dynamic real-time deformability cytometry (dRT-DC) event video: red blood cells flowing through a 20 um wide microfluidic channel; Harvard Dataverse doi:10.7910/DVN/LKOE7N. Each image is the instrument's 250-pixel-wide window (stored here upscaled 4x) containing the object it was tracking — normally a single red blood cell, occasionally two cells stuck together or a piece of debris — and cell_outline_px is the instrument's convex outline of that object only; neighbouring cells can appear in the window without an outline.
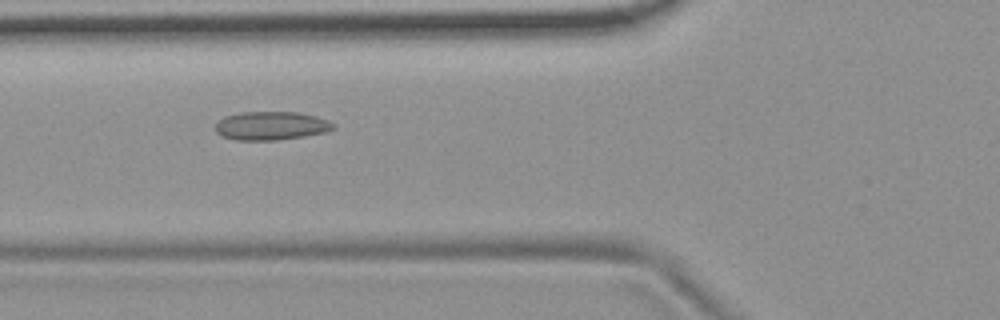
{"species": "common noctule bat (a hibernating species)", "species_latin": "Nyctalus noctula", "temperature_condition": "room temperature", "stored_images_in_passage": 9, "camera_frame_rate_fps": 3000, "um_per_image_px": 0.085, "animal": {"sex": "female", "body_mass_g": 19.9}, "frame": {"image": 1, "passage_image": 6, "time_ms": 1.667, "image_size_px": [1000, 320], "cell_outline_px": [[336, 128], [324, 132], [304, 136], [276, 140], [236, 140], [220, 136], [216, 132], [216, 124], [224, 116], [240, 112], [296, 112], [316, 116], [328, 120], [336, 124]], "centroid_in_image_um": [23.04, 10.69], "position_along_channel_um": 102.8, "area_um2": 19.65}}
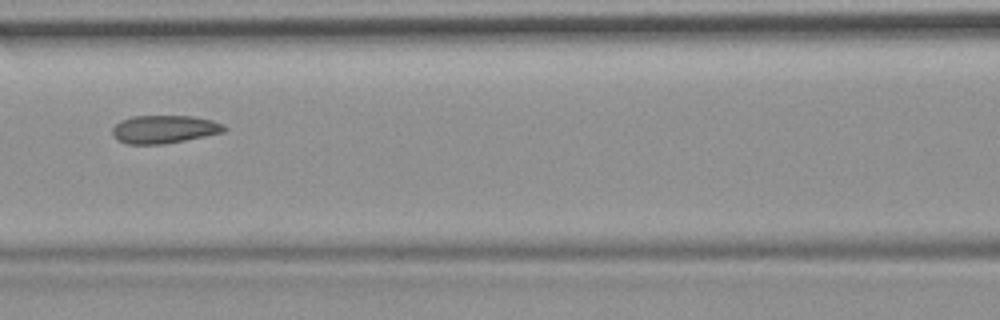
{"frame": {"image": 2, "passage_image": 7, "time_ms": 2.0, "image_size_px": [1000, 320], "cell_outline_px": [[228, 128], [224, 132], [164, 144], [124, 144], [116, 140], [112, 136], [112, 128], [120, 120], [132, 116], [192, 116], [212, 120], [224, 124]], "centroid_in_image_um": [13.92, 10.99], "position_along_channel_um": 152.7, "area_um2": 18.44}}